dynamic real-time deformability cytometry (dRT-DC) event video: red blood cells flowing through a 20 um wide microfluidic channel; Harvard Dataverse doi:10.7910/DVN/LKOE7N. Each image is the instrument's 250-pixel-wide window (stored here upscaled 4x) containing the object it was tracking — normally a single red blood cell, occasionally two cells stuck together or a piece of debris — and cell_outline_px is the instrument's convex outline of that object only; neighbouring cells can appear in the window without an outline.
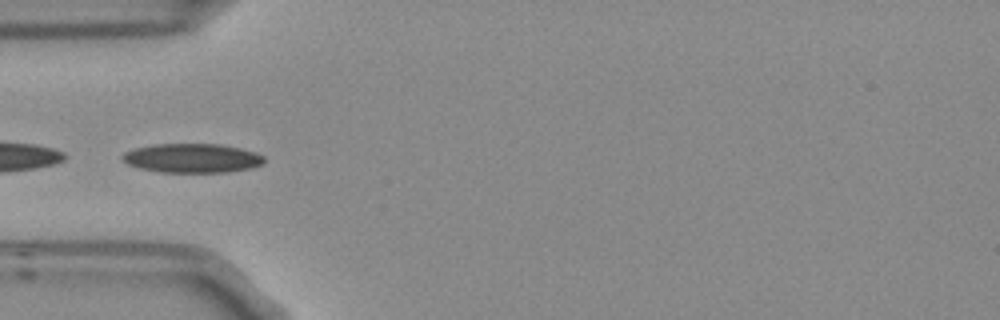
{"species": "Egyptian fruit bat (a non-hibernating species)", "species_latin": "Rousettus aegyptiacus", "temperature_condition": "room temperature", "stored_images_in_passage": 8, "camera_frame_rate_fps": 3000, "um_per_image_px": 0.085, "frame": {"image": 1, "passage_image": 5, "time_ms": 1.333, "image_size_px": [1000, 320], "cell_outline_px": [[264, 160], [260, 164], [252, 168], [228, 172], [160, 172], [140, 168], [128, 164], [120, 156], [124, 152], [136, 148], [156, 144], [220, 144], [240, 148], [256, 152], [264, 156]], "centroid_in_image_um": [16.34, 13.44], "position_along_channel_um": 68.7, "area_um2": 23.99}}